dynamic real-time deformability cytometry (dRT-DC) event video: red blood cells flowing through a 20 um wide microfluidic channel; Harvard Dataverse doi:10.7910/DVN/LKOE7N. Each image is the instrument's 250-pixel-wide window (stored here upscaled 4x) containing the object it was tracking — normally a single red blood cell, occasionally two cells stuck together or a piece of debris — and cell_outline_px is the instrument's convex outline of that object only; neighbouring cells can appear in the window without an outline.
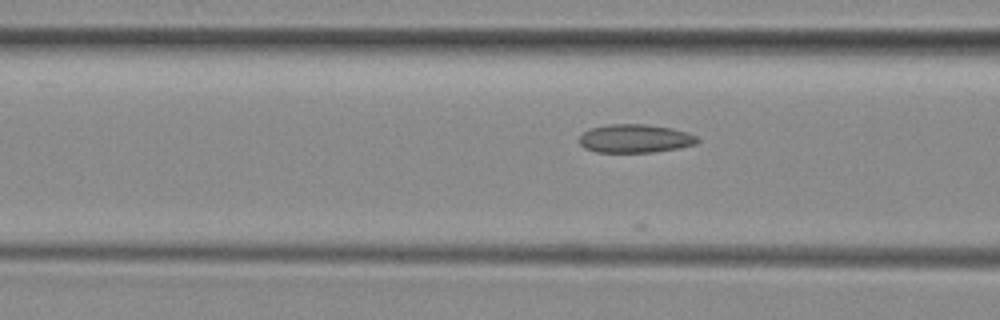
{"species": "common noctule bat (a hibernating species)", "species_latin": "Nyctalus noctula", "temperature_condition": "room temperature", "stored_images_in_passage": 20, "camera_frame_rate_fps": 3000, "um_per_image_px": 0.085, "animal": {"sex": "female", "body_mass_g": 29.2, "forearm_length_mm": 56.3}, "frame": {"image": 1, "passage_image": 14, "time_ms": 4.333, "image_size_px": [1000, 320], "cell_outline_px": [[700, 140], [696, 144], [680, 148], [652, 152], [596, 152], [584, 148], [580, 144], [580, 136], [588, 128], [608, 124], [644, 124], [672, 128], [688, 132], [696, 136]], "centroid_in_image_um": [53.99, 11.77], "position_along_channel_um": 112.6, "area_um2": 19.71}}